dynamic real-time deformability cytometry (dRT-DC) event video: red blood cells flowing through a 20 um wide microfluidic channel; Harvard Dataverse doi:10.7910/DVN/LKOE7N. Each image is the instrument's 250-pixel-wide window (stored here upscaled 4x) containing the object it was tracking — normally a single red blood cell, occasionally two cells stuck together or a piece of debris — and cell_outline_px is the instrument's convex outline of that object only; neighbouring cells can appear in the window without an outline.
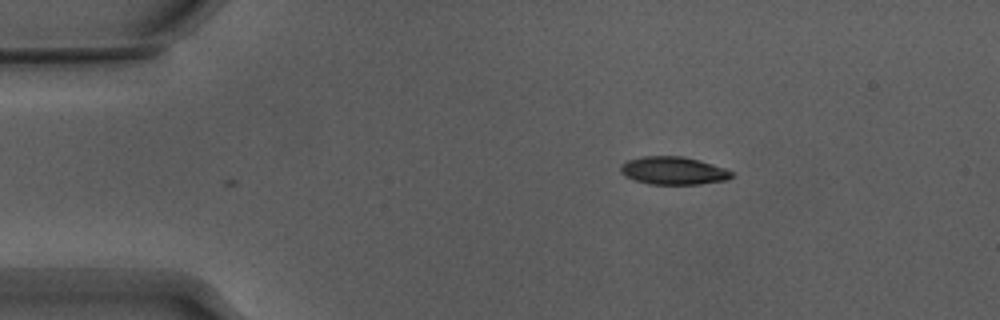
{"species": "Egyptian fruit bat (a non-hibernating species)", "species_latin": "Rousettus aegyptiacus", "temperature_condition": "warm", "stored_images_in_passage": 2, "camera_frame_rate_fps": 3000, "um_per_image_px": 0.085, "animal": {"sex": "male"}, "frame": {"image": 1, "passage_image": 2, "time_ms": 0.333, "image_size_px": [1000, 320], "cell_outline_px": [[736, 172], [728, 180], [700, 184], [648, 184], [632, 180], [624, 176], [620, 172], [620, 164], [628, 160], [644, 156], [680, 156], [700, 160]], "centroid_in_image_um": [57.22, 14.51], "position_along_channel_um": 27.8, "area_um2": 18.26}}